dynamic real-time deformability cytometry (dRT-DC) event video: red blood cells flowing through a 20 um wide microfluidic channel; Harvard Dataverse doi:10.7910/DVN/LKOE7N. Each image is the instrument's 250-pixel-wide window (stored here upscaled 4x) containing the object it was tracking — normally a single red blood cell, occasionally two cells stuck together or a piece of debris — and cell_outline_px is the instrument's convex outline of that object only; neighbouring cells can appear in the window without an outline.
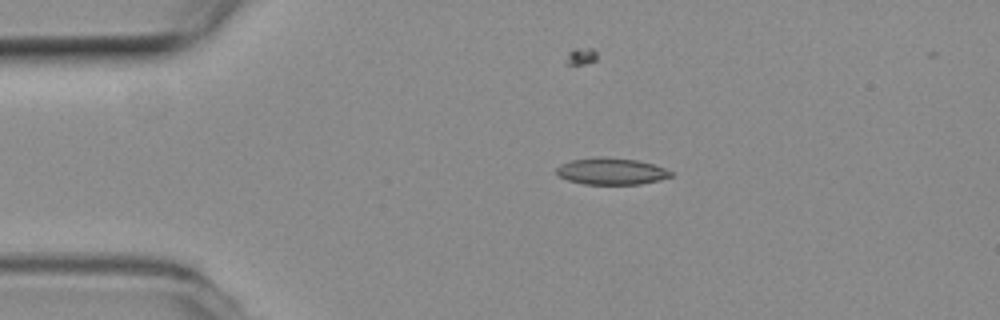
{"species": "common noctule bat (a hibernating species)", "species_latin": "Nyctalus noctula", "temperature_condition": "room temperature", "stored_images_in_passage": 5, "camera_frame_rate_fps": 3000, "um_per_image_px": 0.085, "animal": {"sex": "female", "body_mass_g": 19.3, "forearm_length_mm": 54.1}, "frame": {"image": 1, "passage_image": 1, "time_ms": 0.0, "image_size_px": [1000, 320], "cell_outline_px": [[672, 176], [640, 184], [584, 184], [568, 180], [560, 176], [556, 172], [556, 168], [560, 164], [572, 160], [596, 156], [600, 156], [636, 160], [652, 164], [664, 168], [672, 172]], "centroid_in_image_um": [51.92, 14.55], "position_along_channel_um": 33.1, "area_um2": 17.63}}